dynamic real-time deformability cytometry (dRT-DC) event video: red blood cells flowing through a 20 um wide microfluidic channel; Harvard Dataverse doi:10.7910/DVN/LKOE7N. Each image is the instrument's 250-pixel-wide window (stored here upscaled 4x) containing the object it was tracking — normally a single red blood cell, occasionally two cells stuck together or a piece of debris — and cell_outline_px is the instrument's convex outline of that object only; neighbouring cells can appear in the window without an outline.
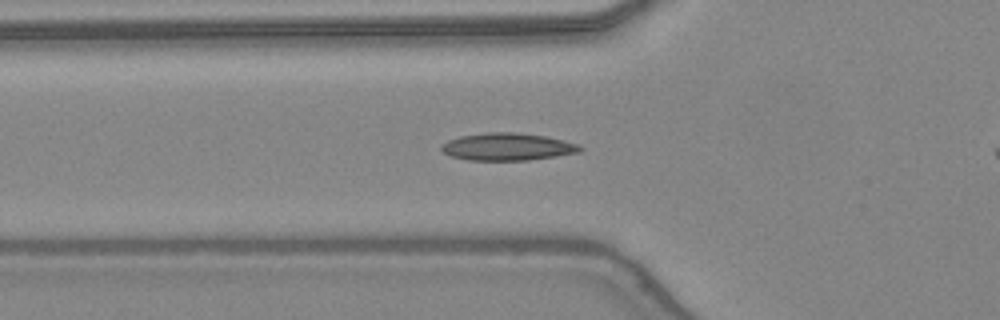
{"species": "common noctule bat (a hibernating species)", "species_latin": "Nyctalus noctula", "temperature_condition": "warm", "stored_images_in_passage": 46, "camera_frame_rate_fps": 3000, "um_per_image_px": 0.085, "animal": {"sex": "female", "body_mass_g": 24.6, "forearm_length_mm": 56.2}, "frame": {"image": 1, "passage_image": 15, "time_ms": 4.667, "image_size_px": [1000, 320], "cell_outline_px": [[584, 148], [580, 152], [556, 156], [528, 160], [468, 160], [452, 156], [444, 152], [440, 148], [440, 144], [448, 140], [460, 136], [488, 132], [512, 132], [544, 136], [580, 144]], "centroid_in_image_um": [43.14, 12.47], "position_along_channel_um": 82.7, "area_um2": 22.08}}
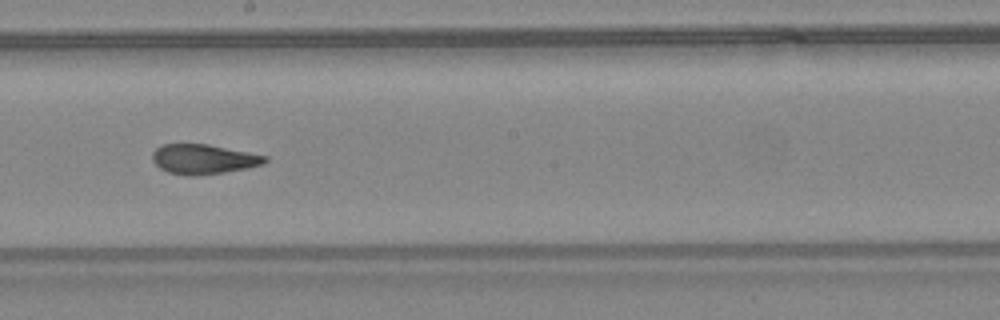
{"frame": {"image": 2, "passage_image": 25, "time_ms": 8.0, "image_size_px": [1000, 320], "cell_outline_px": [[268, 160], [264, 164], [248, 168], [224, 172], [192, 176], [188, 176], [168, 172], [160, 168], [152, 160], [152, 152], [160, 144], [208, 144], [268, 156]], "centroid_in_image_um": [17.29, 13.52], "position_along_channel_um": 230.9, "area_um2": 19.59}}
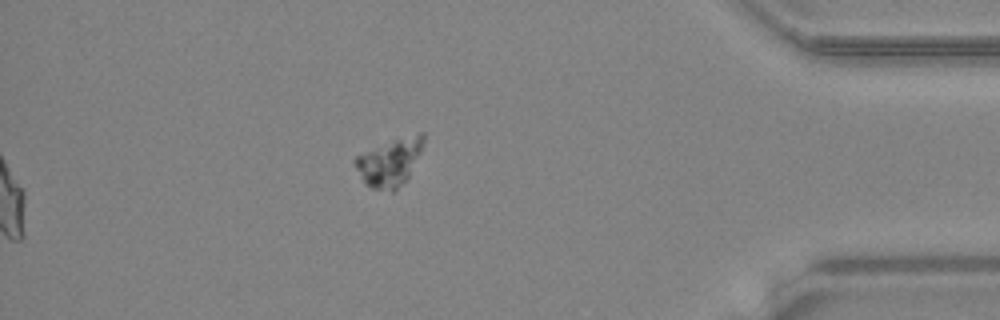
{"frame": {"image": 3, "passage_image": 46, "time_ms": 15.0, "image_size_px": [1000, 320], "cell_outline_px": [[424, 140], [420, 152], [408, 176], [392, 192], [372, 188], [364, 184], [352, 160], [356, 156], [396, 140], [420, 132], [424, 132]], "centroid_in_image_um": [33.1, 13.82], "position_along_channel_um": 402.1, "area_um2": 18.09}, "authors_computed_cell_mechanics": {"area_um2": 19.8832, "velocity_mm_per_s": 4.4192, "shape_relaxation_time_tau1_ms": 10.3149, "shape_relaxation_time_tau2_ms": 1.1215, "deformation_change_tau1": 0.3246, "deformation_change_tau2": 0.0767}}